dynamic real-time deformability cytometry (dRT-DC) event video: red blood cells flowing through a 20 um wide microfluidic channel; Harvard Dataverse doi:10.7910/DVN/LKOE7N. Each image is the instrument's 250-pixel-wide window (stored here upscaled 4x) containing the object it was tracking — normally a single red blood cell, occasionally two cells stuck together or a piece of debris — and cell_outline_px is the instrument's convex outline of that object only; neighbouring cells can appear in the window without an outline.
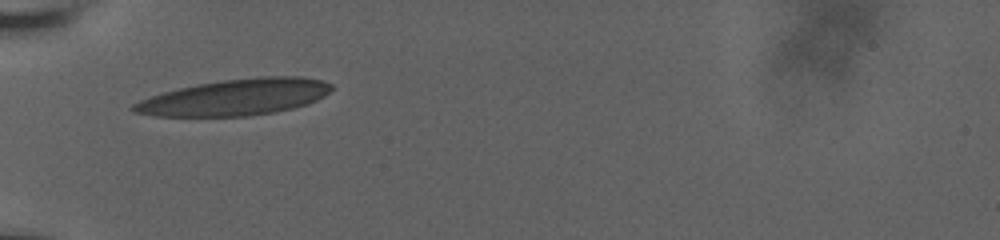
{"species": "human", "species_latin": "Homo sapiens", "temperature_condition": "room temperature", "stored_images_in_passage": 20, "camera_frame_rate_fps": 3000, "um_per_image_px": 0.085, "donor": {"sex": "male"}, "frame": {"image": 1, "passage_image": 1, "time_ms": 0.0, "image_size_px": [1000, 240], "cell_outline_px": [[332, 88], [324, 96], [308, 104], [276, 112], [248, 116], [156, 116], [132, 112], [128, 108], [132, 104], [140, 100], [164, 92], [180, 88], [200, 84], [224, 80], [260, 76], [300, 76], [320, 80], [332, 84]], "centroid_in_image_um": [19.99, 8.27], "position_along_channel_um": 65.0, "area_um2": 41.67}}
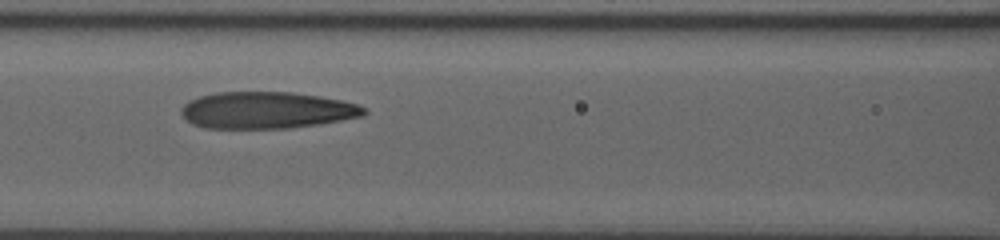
{"frame": {"image": 2, "passage_image": 14, "time_ms": 2.333, "image_size_px": [1000, 240], "cell_outline_px": [[368, 112], [364, 116], [320, 124], [288, 128], [204, 128], [192, 124], [180, 112], [180, 108], [188, 100], [200, 96], [216, 92], [292, 92], [320, 96], [340, 100], [356, 104], [364, 108]], "centroid_in_image_um": [22.66, 9.37], "position_along_channel_um": 143.9, "area_um2": 39.25}}
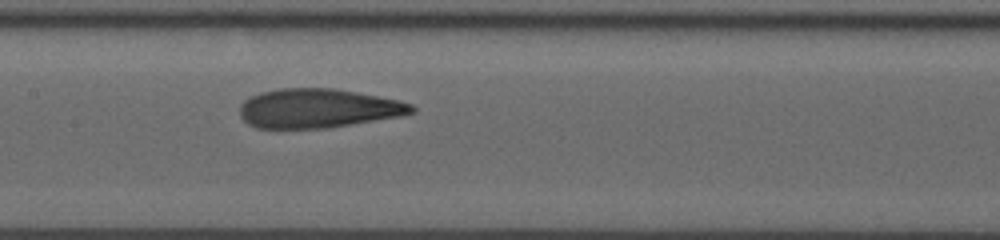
{"frame": {"image": 3, "passage_image": 19, "time_ms": 3.333, "image_size_px": [1000, 240], "cell_outline_px": [[416, 112], [400, 116], [328, 128], [256, 128], [248, 124], [240, 116], [240, 104], [248, 96], [260, 92], [280, 88], [332, 88], [356, 92], [400, 100], [412, 104], [416, 108]], "centroid_in_image_um": [27.02, 9.2], "position_along_channel_um": 180.4, "area_um2": 39.42}}